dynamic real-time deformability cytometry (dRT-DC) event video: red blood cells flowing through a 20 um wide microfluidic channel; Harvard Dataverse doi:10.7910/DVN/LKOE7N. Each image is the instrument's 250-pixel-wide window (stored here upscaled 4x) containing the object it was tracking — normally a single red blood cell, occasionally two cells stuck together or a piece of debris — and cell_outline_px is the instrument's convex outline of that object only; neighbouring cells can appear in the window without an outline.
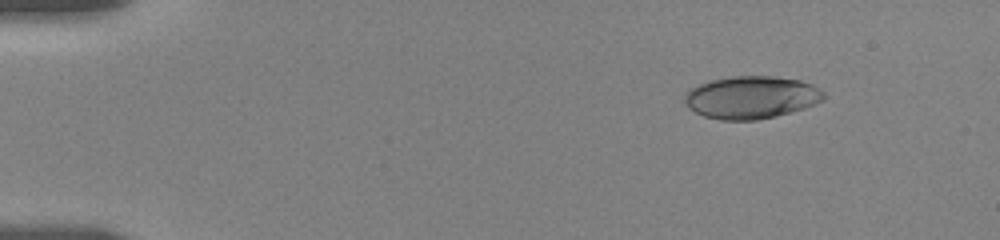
{"species": "human", "species_latin": "Homo sapiens", "temperature_condition": "room temperature", "stored_images_in_passage": 81, "camera_frame_rate_fps": 3000, "um_per_image_px": 0.085, "donor": {"sex": "female"}, "frame": {"image": 1, "passage_image": 11, "time_ms": 2.0, "image_size_px": [1000, 240], "cell_outline_px": [[824, 100], [804, 108], [776, 116], [756, 120], [720, 120], [704, 116], [688, 108], [684, 104], [684, 92], [708, 80], [732, 76], [772, 76], [800, 80], [812, 84], [824, 92]], "centroid_in_image_um": [63.83, 8.27], "position_along_channel_um": 21.2, "area_um2": 34.68}}
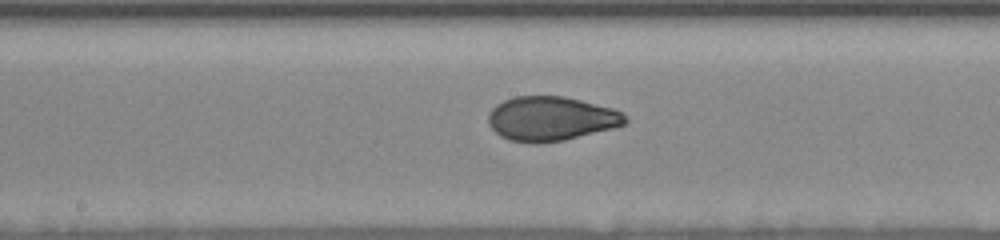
{"frame": {"image": 2, "passage_image": 46, "time_ms": 9.667, "image_size_px": [1000, 240], "cell_outline_px": [[628, 120], [624, 124], [612, 128], [564, 140], [532, 144], [508, 140], [500, 136], [488, 124], [488, 112], [496, 104], [504, 100], [516, 96], [564, 96], [612, 108], [628, 116]], "centroid_in_image_um": [46.8, 10.09], "position_along_channel_um": 201.4, "area_um2": 35.37}}
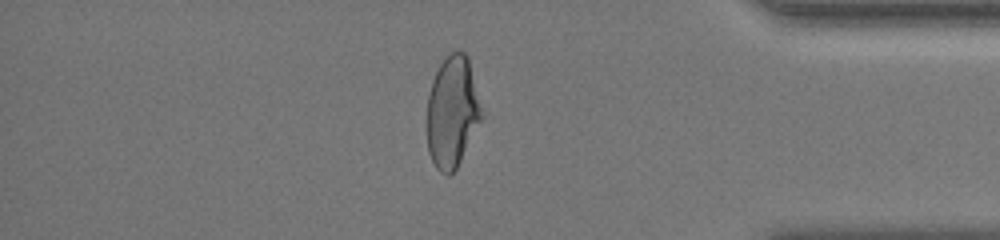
{"frame": {"image": 3, "passage_image": 67, "time_ms": 15.667, "image_size_px": [1000, 240], "cell_outline_px": [[484, 112], [456, 168], [448, 176], [440, 172], [436, 168], [428, 152], [428, 96], [432, 80], [440, 64], [452, 52], [464, 52], [468, 56]], "centroid_in_image_um": [38.45, 9.49], "position_along_channel_um": 396.7, "area_um2": 34.97}, "authors_computed_cell_mechanics": {"area_um2": 35.1424, "velocity_mm_per_s": 3.6356, "shape_relaxation_time_tau1_ms": 4.4855, "shape_relaxation_time_tau2_ms": 1.0582, "deformation_change_tau1": 0.1855, "deformation_change_tau2": 0.055}}